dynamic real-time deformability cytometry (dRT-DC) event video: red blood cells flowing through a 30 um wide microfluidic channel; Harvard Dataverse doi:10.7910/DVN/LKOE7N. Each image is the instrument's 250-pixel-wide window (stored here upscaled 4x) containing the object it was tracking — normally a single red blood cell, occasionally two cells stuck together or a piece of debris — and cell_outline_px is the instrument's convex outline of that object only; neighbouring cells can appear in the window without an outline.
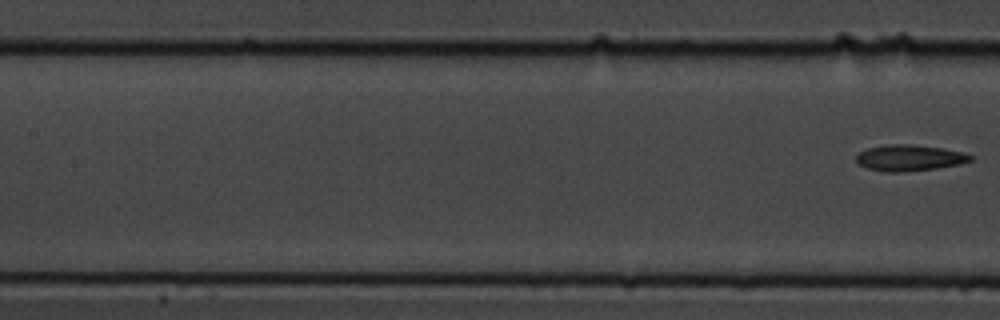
{"species": "common noctule bat (a hibernating species)", "species_latin": "Nyctalus noctula", "temperature_condition": "cold", "stored_images_in_passage": 9, "segment_of_instrument_passage": [2, 2], "camera_frame_rate_fps": 3000, "um_per_image_px": 0.085, "animal": {"sex": "male", "body_mass_g": 19.5, "forearm_length_mm": 54.6}, "frame": {"image": 1, "passage_image": 9, "time_ms": 2.667, "image_size_px": [1000, 320], "cell_outline_px": [[972, 160], [960, 164], [936, 168], [900, 172], [888, 172], [868, 168], [860, 164], [856, 160], [856, 156], [860, 152], [868, 148], [888, 144], [912, 144], [940, 148], [964, 152], [972, 156]], "centroid_in_image_um": [77.31, 13.41], "position_along_channel_um": 130.1, "area_um2": 17.17}}